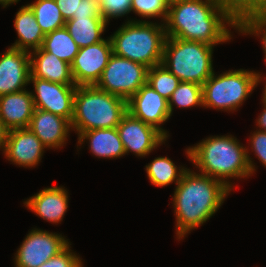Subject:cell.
Masks as SVG:
<instances>
[{
  "mask_svg": "<svg viewBox=\"0 0 266 267\" xmlns=\"http://www.w3.org/2000/svg\"><path fill=\"white\" fill-rule=\"evenodd\" d=\"M226 23L237 29L222 0H173L164 26L167 37L215 46L231 39Z\"/></svg>",
  "mask_w": 266,
  "mask_h": 267,
  "instance_id": "obj_1",
  "label": "cell"
},
{
  "mask_svg": "<svg viewBox=\"0 0 266 267\" xmlns=\"http://www.w3.org/2000/svg\"><path fill=\"white\" fill-rule=\"evenodd\" d=\"M230 191L222 181L186 169L172 200L177 221V238L181 240L189 231L208 221Z\"/></svg>",
  "mask_w": 266,
  "mask_h": 267,
  "instance_id": "obj_2",
  "label": "cell"
},
{
  "mask_svg": "<svg viewBox=\"0 0 266 267\" xmlns=\"http://www.w3.org/2000/svg\"><path fill=\"white\" fill-rule=\"evenodd\" d=\"M187 157L199 168L200 173L222 181L231 190L229 178H245L253 175L255 165L248 151L232 135L210 136L186 149Z\"/></svg>",
  "mask_w": 266,
  "mask_h": 267,
  "instance_id": "obj_3",
  "label": "cell"
},
{
  "mask_svg": "<svg viewBox=\"0 0 266 267\" xmlns=\"http://www.w3.org/2000/svg\"><path fill=\"white\" fill-rule=\"evenodd\" d=\"M112 35L113 54L148 68L162 64L167 38L164 24L128 20Z\"/></svg>",
  "mask_w": 266,
  "mask_h": 267,
  "instance_id": "obj_4",
  "label": "cell"
},
{
  "mask_svg": "<svg viewBox=\"0 0 266 267\" xmlns=\"http://www.w3.org/2000/svg\"><path fill=\"white\" fill-rule=\"evenodd\" d=\"M127 112V100L95 85L77 86L71 129L79 136L92 129L117 128Z\"/></svg>",
  "mask_w": 266,
  "mask_h": 267,
  "instance_id": "obj_5",
  "label": "cell"
},
{
  "mask_svg": "<svg viewBox=\"0 0 266 267\" xmlns=\"http://www.w3.org/2000/svg\"><path fill=\"white\" fill-rule=\"evenodd\" d=\"M213 48L197 41L167 37L162 64L180 81L202 86L214 73Z\"/></svg>",
  "mask_w": 266,
  "mask_h": 267,
  "instance_id": "obj_6",
  "label": "cell"
},
{
  "mask_svg": "<svg viewBox=\"0 0 266 267\" xmlns=\"http://www.w3.org/2000/svg\"><path fill=\"white\" fill-rule=\"evenodd\" d=\"M262 74L244 69L215 73L202 85L203 106L236 111L262 80Z\"/></svg>",
  "mask_w": 266,
  "mask_h": 267,
  "instance_id": "obj_7",
  "label": "cell"
},
{
  "mask_svg": "<svg viewBox=\"0 0 266 267\" xmlns=\"http://www.w3.org/2000/svg\"><path fill=\"white\" fill-rule=\"evenodd\" d=\"M148 67L112 54L96 87L129 100L147 83Z\"/></svg>",
  "mask_w": 266,
  "mask_h": 267,
  "instance_id": "obj_8",
  "label": "cell"
},
{
  "mask_svg": "<svg viewBox=\"0 0 266 267\" xmlns=\"http://www.w3.org/2000/svg\"><path fill=\"white\" fill-rule=\"evenodd\" d=\"M70 243L60 234L32 229L18 248L16 267H39L63 251Z\"/></svg>",
  "mask_w": 266,
  "mask_h": 267,
  "instance_id": "obj_9",
  "label": "cell"
},
{
  "mask_svg": "<svg viewBox=\"0 0 266 267\" xmlns=\"http://www.w3.org/2000/svg\"><path fill=\"white\" fill-rule=\"evenodd\" d=\"M112 54L110 38L80 48L71 63V73L76 86L96 85Z\"/></svg>",
  "mask_w": 266,
  "mask_h": 267,
  "instance_id": "obj_10",
  "label": "cell"
},
{
  "mask_svg": "<svg viewBox=\"0 0 266 267\" xmlns=\"http://www.w3.org/2000/svg\"><path fill=\"white\" fill-rule=\"evenodd\" d=\"M35 93H32L35 108L66 118L70 123L73 117L76 85H64L39 78H30Z\"/></svg>",
  "mask_w": 266,
  "mask_h": 267,
  "instance_id": "obj_11",
  "label": "cell"
},
{
  "mask_svg": "<svg viewBox=\"0 0 266 267\" xmlns=\"http://www.w3.org/2000/svg\"><path fill=\"white\" fill-rule=\"evenodd\" d=\"M117 130L124 145L125 154L130 151L140 157H145L167 139L156 128L133 117L129 112L122 117Z\"/></svg>",
  "mask_w": 266,
  "mask_h": 267,
  "instance_id": "obj_12",
  "label": "cell"
},
{
  "mask_svg": "<svg viewBox=\"0 0 266 267\" xmlns=\"http://www.w3.org/2000/svg\"><path fill=\"white\" fill-rule=\"evenodd\" d=\"M127 111L135 118L156 128L166 138L167 131L161 124L170 117L168 100L156 92L149 84H144L128 101Z\"/></svg>",
  "mask_w": 266,
  "mask_h": 267,
  "instance_id": "obj_13",
  "label": "cell"
},
{
  "mask_svg": "<svg viewBox=\"0 0 266 267\" xmlns=\"http://www.w3.org/2000/svg\"><path fill=\"white\" fill-rule=\"evenodd\" d=\"M30 76L29 52L9 47L0 55V96L26 89Z\"/></svg>",
  "mask_w": 266,
  "mask_h": 267,
  "instance_id": "obj_14",
  "label": "cell"
},
{
  "mask_svg": "<svg viewBox=\"0 0 266 267\" xmlns=\"http://www.w3.org/2000/svg\"><path fill=\"white\" fill-rule=\"evenodd\" d=\"M46 147L29 128L11 129L4 149L6 159L23 167H34Z\"/></svg>",
  "mask_w": 266,
  "mask_h": 267,
  "instance_id": "obj_15",
  "label": "cell"
},
{
  "mask_svg": "<svg viewBox=\"0 0 266 267\" xmlns=\"http://www.w3.org/2000/svg\"><path fill=\"white\" fill-rule=\"evenodd\" d=\"M28 128L46 148H61L66 143L71 123L64 117L35 108Z\"/></svg>",
  "mask_w": 266,
  "mask_h": 267,
  "instance_id": "obj_16",
  "label": "cell"
},
{
  "mask_svg": "<svg viewBox=\"0 0 266 267\" xmlns=\"http://www.w3.org/2000/svg\"><path fill=\"white\" fill-rule=\"evenodd\" d=\"M34 110L32 92L28 90L0 96V118L9 130L28 128Z\"/></svg>",
  "mask_w": 266,
  "mask_h": 267,
  "instance_id": "obj_17",
  "label": "cell"
},
{
  "mask_svg": "<svg viewBox=\"0 0 266 267\" xmlns=\"http://www.w3.org/2000/svg\"><path fill=\"white\" fill-rule=\"evenodd\" d=\"M24 204L42 219L59 223L68 208V192L60 186L44 188L26 200Z\"/></svg>",
  "mask_w": 266,
  "mask_h": 267,
  "instance_id": "obj_18",
  "label": "cell"
},
{
  "mask_svg": "<svg viewBox=\"0 0 266 267\" xmlns=\"http://www.w3.org/2000/svg\"><path fill=\"white\" fill-rule=\"evenodd\" d=\"M30 53L31 76L64 85H76L71 65L59 59L56 55L44 51L42 48Z\"/></svg>",
  "mask_w": 266,
  "mask_h": 267,
  "instance_id": "obj_19",
  "label": "cell"
},
{
  "mask_svg": "<svg viewBox=\"0 0 266 267\" xmlns=\"http://www.w3.org/2000/svg\"><path fill=\"white\" fill-rule=\"evenodd\" d=\"M86 139H89L90 151L96 157L113 159L126 155L117 128L92 129L82 132L78 137V143L83 144Z\"/></svg>",
  "mask_w": 266,
  "mask_h": 267,
  "instance_id": "obj_20",
  "label": "cell"
},
{
  "mask_svg": "<svg viewBox=\"0 0 266 267\" xmlns=\"http://www.w3.org/2000/svg\"><path fill=\"white\" fill-rule=\"evenodd\" d=\"M14 27L19 39L12 44V48L27 52L41 48L45 34L28 5L22 6L16 13Z\"/></svg>",
  "mask_w": 266,
  "mask_h": 267,
  "instance_id": "obj_21",
  "label": "cell"
},
{
  "mask_svg": "<svg viewBox=\"0 0 266 267\" xmlns=\"http://www.w3.org/2000/svg\"><path fill=\"white\" fill-rule=\"evenodd\" d=\"M107 22L103 17H72L65 23V28L79 46L87 47L103 41V34Z\"/></svg>",
  "mask_w": 266,
  "mask_h": 267,
  "instance_id": "obj_22",
  "label": "cell"
},
{
  "mask_svg": "<svg viewBox=\"0 0 266 267\" xmlns=\"http://www.w3.org/2000/svg\"><path fill=\"white\" fill-rule=\"evenodd\" d=\"M41 48L70 65L80 49L65 27L46 34Z\"/></svg>",
  "mask_w": 266,
  "mask_h": 267,
  "instance_id": "obj_23",
  "label": "cell"
},
{
  "mask_svg": "<svg viewBox=\"0 0 266 267\" xmlns=\"http://www.w3.org/2000/svg\"><path fill=\"white\" fill-rule=\"evenodd\" d=\"M187 168L179 167L168 157H157L146 165V172L150 182L159 187L167 186L173 182L177 185Z\"/></svg>",
  "mask_w": 266,
  "mask_h": 267,
  "instance_id": "obj_24",
  "label": "cell"
},
{
  "mask_svg": "<svg viewBox=\"0 0 266 267\" xmlns=\"http://www.w3.org/2000/svg\"><path fill=\"white\" fill-rule=\"evenodd\" d=\"M27 5L33 11L37 23L45 35L65 27L66 21L55 0H36Z\"/></svg>",
  "mask_w": 266,
  "mask_h": 267,
  "instance_id": "obj_25",
  "label": "cell"
},
{
  "mask_svg": "<svg viewBox=\"0 0 266 267\" xmlns=\"http://www.w3.org/2000/svg\"><path fill=\"white\" fill-rule=\"evenodd\" d=\"M174 105L179 108H190L197 105L203 107L202 86L193 82L181 81L168 100L170 115H172Z\"/></svg>",
  "mask_w": 266,
  "mask_h": 267,
  "instance_id": "obj_26",
  "label": "cell"
},
{
  "mask_svg": "<svg viewBox=\"0 0 266 267\" xmlns=\"http://www.w3.org/2000/svg\"><path fill=\"white\" fill-rule=\"evenodd\" d=\"M180 82L163 64L148 69L147 84L167 100Z\"/></svg>",
  "mask_w": 266,
  "mask_h": 267,
  "instance_id": "obj_27",
  "label": "cell"
},
{
  "mask_svg": "<svg viewBox=\"0 0 266 267\" xmlns=\"http://www.w3.org/2000/svg\"><path fill=\"white\" fill-rule=\"evenodd\" d=\"M229 17L238 26L244 19L266 12V0H222Z\"/></svg>",
  "mask_w": 266,
  "mask_h": 267,
  "instance_id": "obj_28",
  "label": "cell"
},
{
  "mask_svg": "<svg viewBox=\"0 0 266 267\" xmlns=\"http://www.w3.org/2000/svg\"><path fill=\"white\" fill-rule=\"evenodd\" d=\"M170 0H131V11L142 18L161 17L163 24L168 15Z\"/></svg>",
  "mask_w": 266,
  "mask_h": 267,
  "instance_id": "obj_29",
  "label": "cell"
},
{
  "mask_svg": "<svg viewBox=\"0 0 266 267\" xmlns=\"http://www.w3.org/2000/svg\"><path fill=\"white\" fill-rule=\"evenodd\" d=\"M237 30L242 34H249L262 37L263 50L266 61V12L255 14L244 19L238 26Z\"/></svg>",
  "mask_w": 266,
  "mask_h": 267,
  "instance_id": "obj_30",
  "label": "cell"
},
{
  "mask_svg": "<svg viewBox=\"0 0 266 267\" xmlns=\"http://www.w3.org/2000/svg\"><path fill=\"white\" fill-rule=\"evenodd\" d=\"M100 15L108 23L110 19L131 12V0H98Z\"/></svg>",
  "mask_w": 266,
  "mask_h": 267,
  "instance_id": "obj_31",
  "label": "cell"
},
{
  "mask_svg": "<svg viewBox=\"0 0 266 267\" xmlns=\"http://www.w3.org/2000/svg\"><path fill=\"white\" fill-rule=\"evenodd\" d=\"M70 245L39 267H83L82 259L74 252H71Z\"/></svg>",
  "mask_w": 266,
  "mask_h": 267,
  "instance_id": "obj_32",
  "label": "cell"
},
{
  "mask_svg": "<svg viewBox=\"0 0 266 267\" xmlns=\"http://www.w3.org/2000/svg\"><path fill=\"white\" fill-rule=\"evenodd\" d=\"M251 148L255 155L262 162V165L266 167V132L254 131L251 136Z\"/></svg>",
  "mask_w": 266,
  "mask_h": 267,
  "instance_id": "obj_33",
  "label": "cell"
},
{
  "mask_svg": "<svg viewBox=\"0 0 266 267\" xmlns=\"http://www.w3.org/2000/svg\"><path fill=\"white\" fill-rule=\"evenodd\" d=\"M73 17H102L98 0L80 1L77 13H74Z\"/></svg>",
  "mask_w": 266,
  "mask_h": 267,
  "instance_id": "obj_34",
  "label": "cell"
},
{
  "mask_svg": "<svg viewBox=\"0 0 266 267\" xmlns=\"http://www.w3.org/2000/svg\"><path fill=\"white\" fill-rule=\"evenodd\" d=\"M80 1L82 0H55L65 21L71 19L74 13H77Z\"/></svg>",
  "mask_w": 266,
  "mask_h": 267,
  "instance_id": "obj_35",
  "label": "cell"
},
{
  "mask_svg": "<svg viewBox=\"0 0 266 267\" xmlns=\"http://www.w3.org/2000/svg\"><path fill=\"white\" fill-rule=\"evenodd\" d=\"M9 129L4 125L3 120L0 118V149H5Z\"/></svg>",
  "mask_w": 266,
  "mask_h": 267,
  "instance_id": "obj_36",
  "label": "cell"
},
{
  "mask_svg": "<svg viewBox=\"0 0 266 267\" xmlns=\"http://www.w3.org/2000/svg\"><path fill=\"white\" fill-rule=\"evenodd\" d=\"M263 111L260 113V116H258V119L256 120L257 126L260 128L259 131L266 132V105H263Z\"/></svg>",
  "mask_w": 266,
  "mask_h": 267,
  "instance_id": "obj_37",
  "label": "cell"
},
{
  "mask_svg": "<svg viewBox=\"0 0 266 267\" xmlns=\"http://www.w3.org/2000/svg\"><path fill=\"white\" fill-rule=\"evenodd\" d=\"M20 0H0V4L3 5L2 7H7L9 4L17 3Z\"/></svg>",
  "mask_w": 266,
  "mask_h": 267,
  "instance_id": "obj_38",
  "label": "cell"
},
{
  "mask_svg": "<svg viewBox=\"0 0 266 267\" xmlns=\"http://www.w3.org/2000/svg\"><path fill=\"white\" fill-rule=\"evenodd\" d=\"M262 103L264 105H266V83H265V87H264V91H263V98H262Z\"/></svg>",
  "mask_w": 266,
  "mask_h": 267,
  "instance_id": "obj_39",
  "label": "cell"
}]
</instances>
